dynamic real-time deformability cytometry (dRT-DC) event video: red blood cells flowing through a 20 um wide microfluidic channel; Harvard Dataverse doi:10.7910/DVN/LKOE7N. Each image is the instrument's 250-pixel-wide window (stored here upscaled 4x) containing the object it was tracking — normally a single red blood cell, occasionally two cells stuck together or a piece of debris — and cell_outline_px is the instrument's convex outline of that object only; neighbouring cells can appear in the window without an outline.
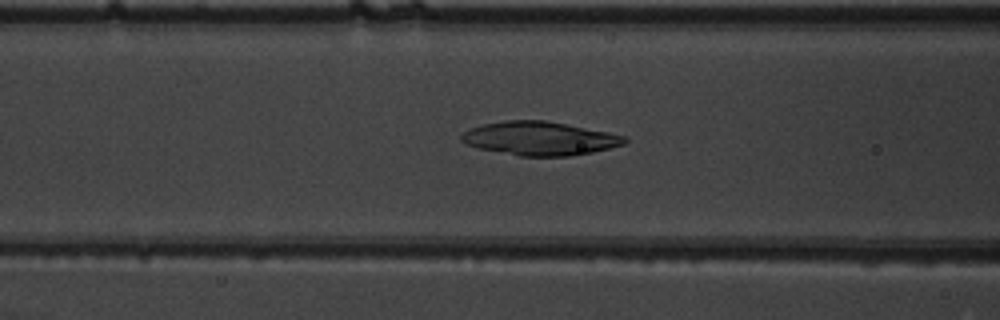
{"species": "common noctule bat (a hibernating species)", "species_latin": "Nyctalus noctula", "temperature_condition": "warm", "stored_images_in_passage": 50, "camera_frame_rate_fps": 3000, "um_per_image_px": 0.085, "animal": {"sex": "male", "body_mass_g": 19.5, "forearm_length_mm": 54.6}, "frame": {"image": 1, "passage_image": 19, "time_ms": 6.0, "image_size_px": [1000, 320], "cell_outline_px": [[628, 140], [624, 144], [592, 152], [568, 156], [520, 156], [476, 148], [460, 140], [460, 136], [464, 132], [472, 128], [484, 124], [504, 120], [544, 120], [608, 132], [628, 136]], "centroid_in_image_um": [45.87, 11.77], "position_along_channel_um": 120.7, "area_um2": 31.85}}
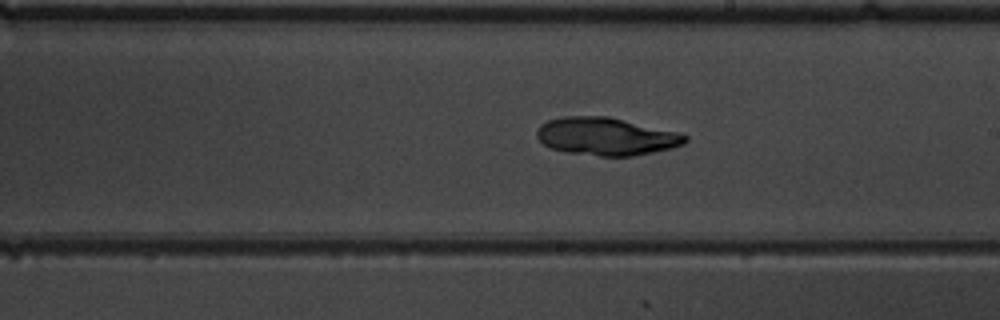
{"frame": {"image": 2, "passage_image": 28, "time_ms": 9.0, "image_size_px": [1000, 320], "cell_outline_px": [[688, 140], [684, 144], [672, 148], [632, 156], [600, 156], [568, 152], [548, 148], [536, 136], [536, 132], [540, 124], [548, 120], [564, 116], [608, 116], [680, 132], [688, 136]], "centroid_in_image_um": [51.53, 11.59], "position_along_channel_um": 237.5, "area_um2": 32.83}}
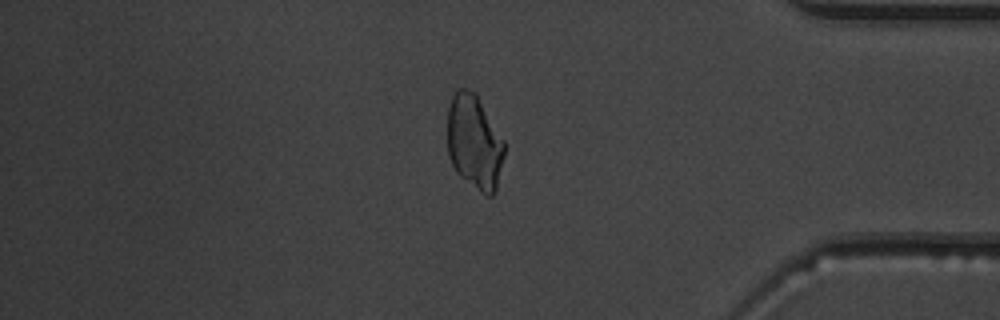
{"frame": {"image": 3, "passage_image": 42, "time_ms": 13.667, "image_size_px": [1000, 320], "cell_outline_px": [[504, 156], [496, 192], [492, 196], [484, 196], [460, 176], [456, 172], [448, 156], [448, 108], [452, 96], [460, 88], [464, 88], [476, 92], [504, 140]], "centroid_in_image_um": [40.33, 12.11], "position_along_channel_um": 394.9, "area_um2": 31.67}}